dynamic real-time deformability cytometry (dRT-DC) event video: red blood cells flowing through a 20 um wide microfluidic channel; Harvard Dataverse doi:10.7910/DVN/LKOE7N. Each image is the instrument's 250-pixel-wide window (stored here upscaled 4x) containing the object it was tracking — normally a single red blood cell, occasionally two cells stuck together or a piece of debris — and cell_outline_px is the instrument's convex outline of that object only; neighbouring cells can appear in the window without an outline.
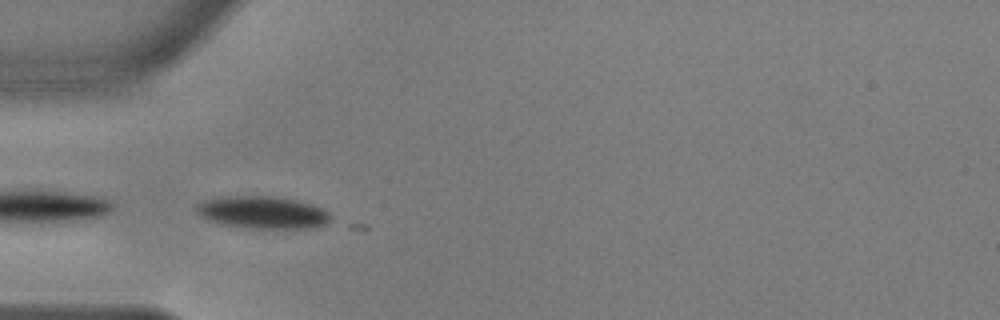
{"species": "common noctule bat (a hibernating species)", "species_latin": "Nyctalus noctula", "temperature_condition": "warm", "stored_images_in_passage": 3, "camera_frame_rate_fps": 3000, "um_per_image_px": 0.085, "animal": {"sex": "male", "body_mass_g": 17.9, "forearm_length_mm": 54.2}, "frame": {"image": 1, "passage_image": 1, "time_ms": 0.0, "image_size_px": [1000, 320], "cell_outline_px": [[332, 220], [316, 228], [240, 228], [220, 224], [208, 220], [196, 208], [196, 204], [204, 200], [220, 196], [276, 196], [296, 200], [312, 204], [324, 208], [332, 216]], "centroid_in_image_um": [22.36, 18.05], "position_along_channel_um": 62.6, "area_um2": 25.61}}